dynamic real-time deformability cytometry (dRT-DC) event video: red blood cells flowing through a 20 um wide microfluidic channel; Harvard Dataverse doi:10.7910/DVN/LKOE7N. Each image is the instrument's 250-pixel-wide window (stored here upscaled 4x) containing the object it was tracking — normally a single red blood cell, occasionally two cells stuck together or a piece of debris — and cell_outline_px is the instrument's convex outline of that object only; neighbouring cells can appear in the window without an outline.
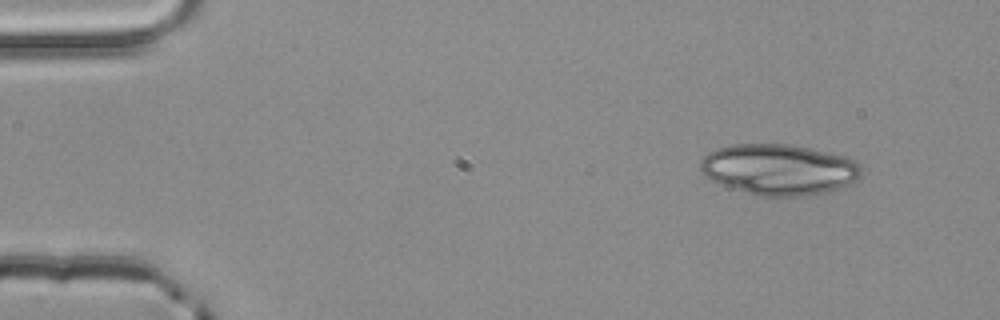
{"species": "common noctule bat (a hibernating species)", "species_latin": "Nyctalus noctula", "temperature_condition": "room temperature", "stored_images_in_passage": 3, "camera_frame_rate_fps": 3000, "um_per_image_px": 0.085, "animal": {"sex": "male", "body_mass_g": 20.4}, "frame": {"image": 1, "passage_image": 1, "time_ms": 0.0, "image_size_px": [1000, 320], "cell_outline_px": [[860, 176], [856, 180], [840, 188], [828, 192], [804, 196], [756, 196], [716, 184], [704, 176], [700, 172], [700, 160], [708, 152], [716, 148], [732, 144], [788, 144], [808, 148], [844, 156], [856, 160], [860, 164]], "centroid_in_image_um": [66.15, 14.42], "position_along_channel_um": 18.9, "area_um2": 48.21}}